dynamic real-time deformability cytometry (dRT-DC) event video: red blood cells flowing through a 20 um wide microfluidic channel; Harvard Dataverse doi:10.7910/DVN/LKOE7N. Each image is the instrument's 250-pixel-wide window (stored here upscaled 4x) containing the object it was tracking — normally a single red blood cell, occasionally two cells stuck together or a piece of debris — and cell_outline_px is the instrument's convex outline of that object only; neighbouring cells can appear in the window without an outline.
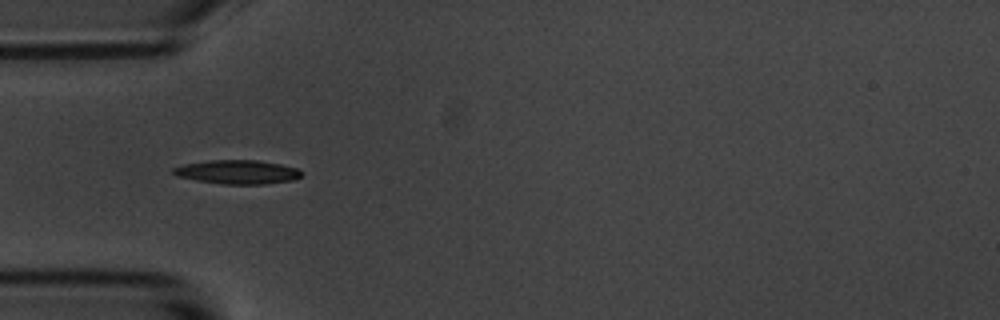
{"species": "common noctule bat (a hibernating species)", "species_latin": "Nyctalus noctula", "temperature_condition": "room temperature", "stored_images_in_passage": 6, "camera_frame_rate_fps": 3000, "um_per_image_px": 0.085, "animal": {"sex": "male", "body_mass_g": 20.1, "forearm_length_mm": 53.5}, "frame": {"image": 1, "passage_image": 5, "time_ms": 4.667, "image_size_px": [1000, 320], "cell_outline_px": [[304, 172], [300, 176], [292, 180], [264, 184], [220, 184], [196, 180], [176, 176], [172, 172], [172, 168], [184, 164], [208, 160], [256, 160], [280, 164], [296, 168]], "centroid_in_image_um": [20.15, 14.62], "position_along_channel_um": 64.8, "area_um2": 17.86}}